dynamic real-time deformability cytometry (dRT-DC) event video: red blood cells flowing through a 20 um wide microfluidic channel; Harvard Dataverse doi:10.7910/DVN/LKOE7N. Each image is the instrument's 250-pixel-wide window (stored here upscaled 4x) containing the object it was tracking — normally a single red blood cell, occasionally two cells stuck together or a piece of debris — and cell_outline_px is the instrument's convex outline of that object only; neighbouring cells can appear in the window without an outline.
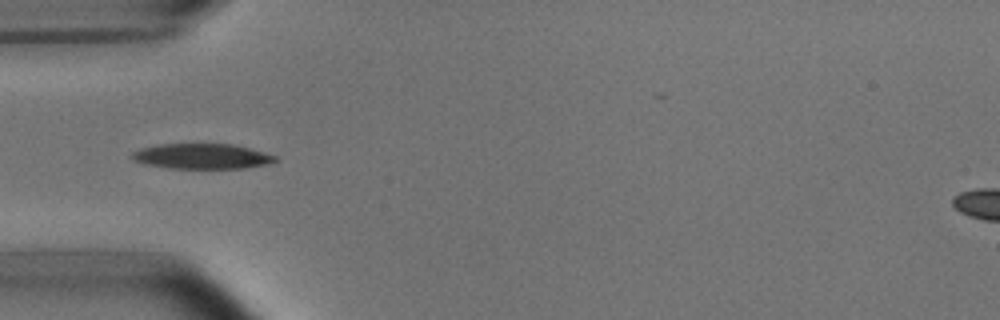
{"species": "common noctule bat (a hibernating species)", "species_latin": "Nyctalus noctula", "temperature_condition": "room temperature", "stored_images_in_passage": 14, "camera_frame_rate_fps": 3000, "um_per_image_px": 0.085, "animal": {"sex": "male", "body_mass_g": 15.6}, "frame": {"image": 1, "passage_image": 4, "time_ms": 1.0, "image_size_px": [1000, 320], "cell_outline_px": [[280, 160], [268, 164], [244, 168], [168, 168], [144, 164], [132, 160], [132, 152], [140, 148], [156, 144], [232, 144], [252, 148], [276, 156]], "centroid_in_image_um": [17.17, 13.28], "position_along_channel_um": 67.8, "area_um2": 21.27}}
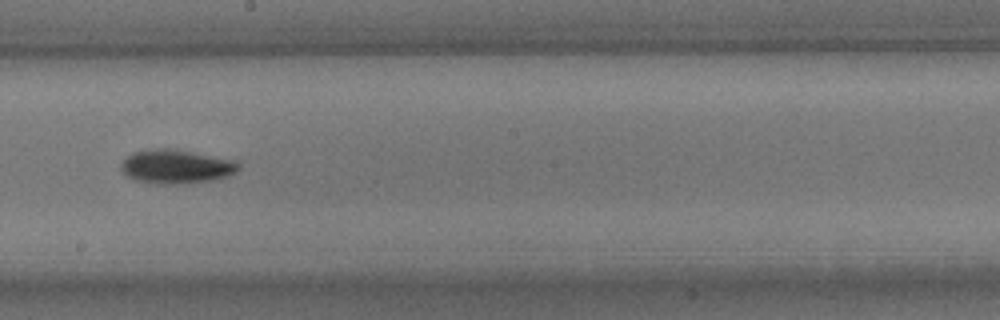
{"frame": {"image": 2, "passage_image": 8, "time_ms": 2.333, "image_size_px": [1000, 320], "cell_outline_px": [[240, 168], [236, 172], [228, 176], [212, 180], [180, 184], [156, 184], [136, 180], [128, 176], [120, 168], [120, 164], [132, 152], [156, 148], [168, 148], [236, 160], [240, 164]], "centroid_in_image_um": [14.99, 14.16], "position_along_channel_um": 233.2, "area_um2": 23.18}}
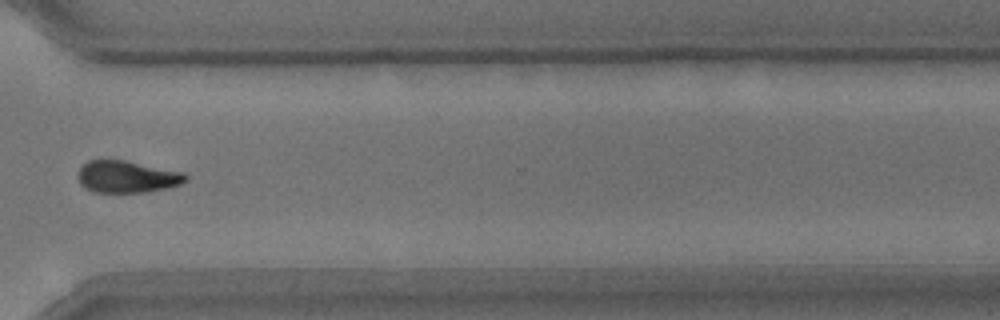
{"frame": {"image": 3, "passage_image": 11, "time_ms": 3.333, "image_size_px": [1000, 320], "cell_outline_px": [[188, 180], [180, 184], [164, 188], [144, 192], [92, 192], [80, 184], [80, 168], [88, 160], [124, 160], [184, 172], [188, 176]], "centroid_in_image_um": [10.82, 15.02], "position_along_channel_um": 359.8, "area_um2": 19.83}}